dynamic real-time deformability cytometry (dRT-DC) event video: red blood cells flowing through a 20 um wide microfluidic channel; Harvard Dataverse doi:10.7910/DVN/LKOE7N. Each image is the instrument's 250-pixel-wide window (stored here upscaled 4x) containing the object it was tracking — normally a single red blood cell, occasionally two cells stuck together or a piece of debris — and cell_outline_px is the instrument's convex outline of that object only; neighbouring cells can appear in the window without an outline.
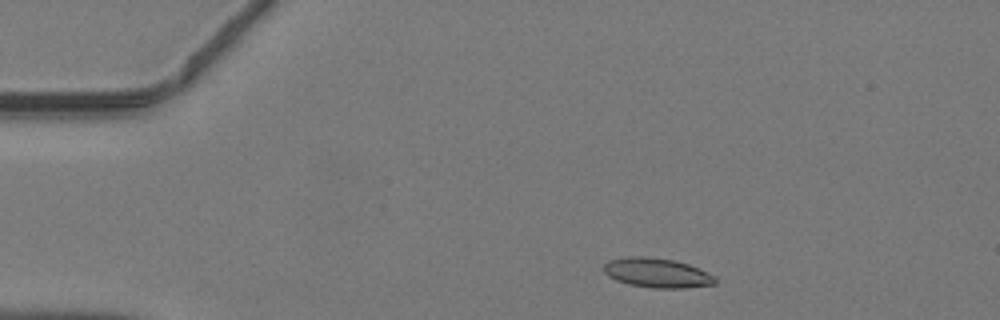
{"species": "common noctule bat (a hibernating species)", "species_latin": "Nyctalus noctula", "temperature_condition": "warm", "stored_images_in_passage": 41, "camera_frame_rate_fps": 3000, "um_per_image_px": 0.085, "animal": {"sex": "male", "body_mass_g": 19.2, "forearm_length_mm": 51.8}, "frame": {"image": 1, "passage_image": 3, "time_ms": 0.667, "image_size_px": [1000, 320], "cell_outline_px": [[716, 284], [684, 288], [652, 288], [628, 284], [616, 280], [608, 276], [604, 272], [604, 264], [608, 260], [624, 256], [644, 256], [676, 260], [688, 264], [716, 276]], "centroid_in_image_um": [55.83, 23.19], "position_along_channel_um": 29.2, "area_um2": 19.36}}
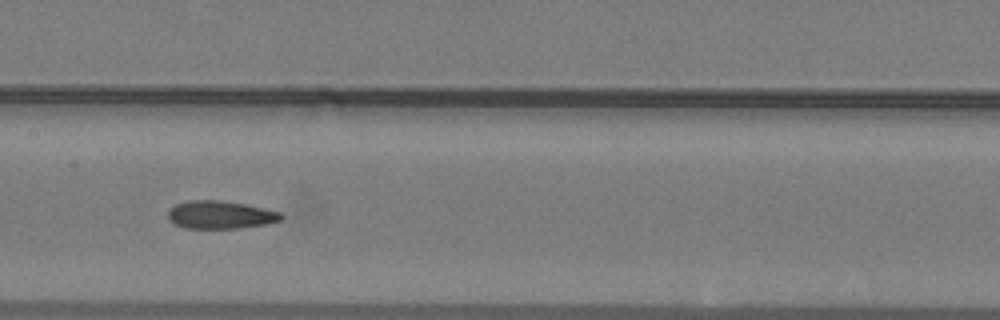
{"frame": {"image": 2, "passage_image": 18, "time_ms": 5.667, "image_size_px": [1000, 320], "cell_outline_px": [[284, 216], [280, 220], [264, 224], [236, 228], [184, 228], [176, 224], [168, 216], [168, 212], [176, 204], [188, 200], [220, 200], [244, 204], [280, 212]], "centroid_in_image_um": [18.72, 18.25], "position_along_channel_um": 188.7, "area_um2": 18.03}}
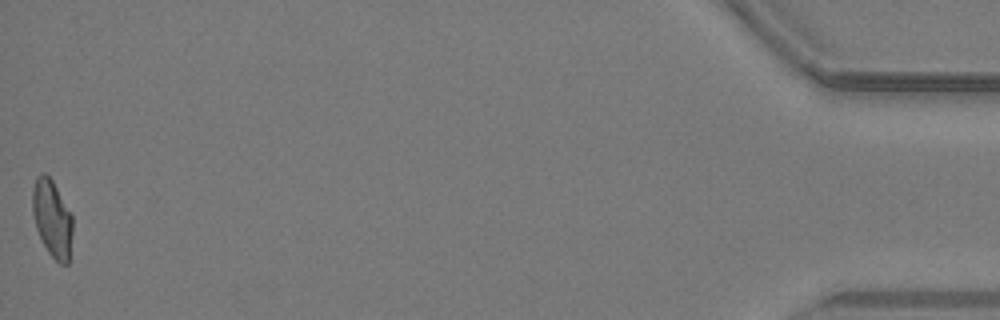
{"frame": {"image": 3, "passage_image": 41, "time_ms": 13.333, "image_size_px": [1000, 320], "cell_outline_px": [[72, 232], [68, 264], [60, 264], [48, 252], [36, 228], [32, 212], [32, 188], [36, 176], [40, 172], [44, 172], [52, 180], [72, 216]], "centroid_in_image_um": [4.41, 18.55], "position_along_channel_um": 430.8, "area_um2": 17.92}}